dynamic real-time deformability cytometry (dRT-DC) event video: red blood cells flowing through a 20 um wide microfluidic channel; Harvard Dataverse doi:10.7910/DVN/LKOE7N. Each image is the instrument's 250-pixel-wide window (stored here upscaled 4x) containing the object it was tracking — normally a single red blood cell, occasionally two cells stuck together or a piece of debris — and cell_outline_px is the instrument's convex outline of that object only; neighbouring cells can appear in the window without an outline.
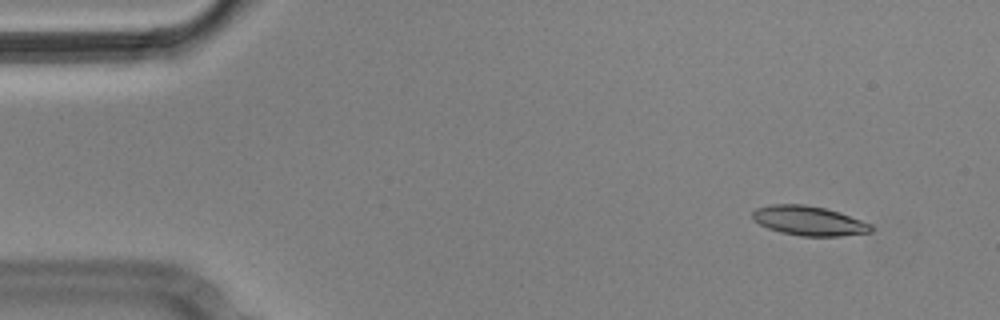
{"species": "Egyptian fruit bat (a non-hibernating species)", "species_latin": "Rousettus aegyptiacus", "temperature_condition": "cold", "stored_images_in_passage": 8, "camera_frame_rate_fps": 3000, "um_per_image_px": 0.085, "animal": {"sex": "male"}, "frame": {"image": 1, "passage_image": 2, "time_ms": 0.333, "image_size_px": [1000, 320], "cell_outline_px": [[872, 232], [840, 236], [800, 236], [780, 232], [768, 228], [760, 224], [752, 216], [752, 212], [756, 208], [772, 204], [804, 204], [824, 208], [872, 224]], "centroid_in_image_um": [68.74, 18.77], "position_along_channel_um": 16.3, "area_um2": 20.11}}
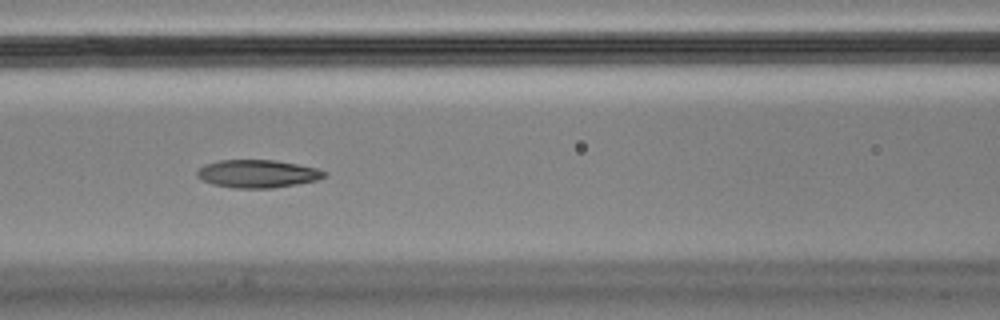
{"frame": {"image": 2, "passage_image": 7, "time_ms": 2.0, "image_size_px": [1000, 320], "cell_outline_px": [[328, 176], [316, 180], [296, 184], [272, 188], [232, 188], [212, 184], [200, 180], [196, 176], [196, 172], [204, 164], [220, 160], [276, 160], [316, 168], [324, 172]], "centroid_in_image_um": [21.84, 14.77], "position_along_channel_um": 144.8, "area_um2": 20.69}}
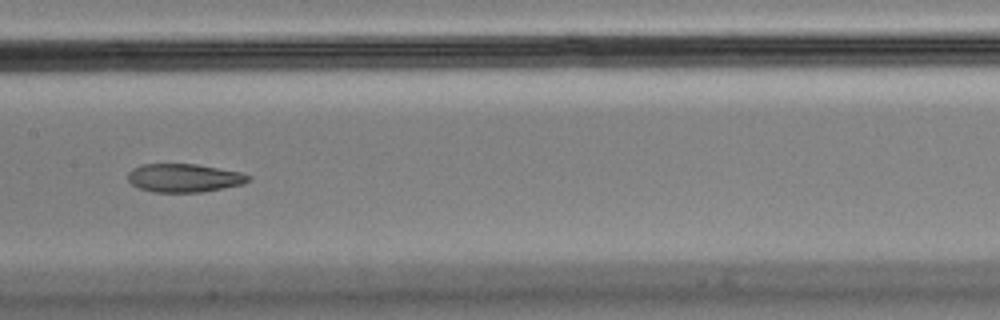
{"frame": {"image": 3, "passage_image": 8, "time_ms": 2.333, "image_size_px": [1000, 320], "cell_outline_px": [[252, 180], [244, 184], [200, 192], [152, 192], [140, 188], [132, 184], [128, 180], [128, 172], [132, 168], [140, 164], [196, 164], [240, 172], [252, 176]], "centroid_in_image_um": [15.66, 15.12], "position_along_channel_um": 191.7, "area_um2": 20.0}}